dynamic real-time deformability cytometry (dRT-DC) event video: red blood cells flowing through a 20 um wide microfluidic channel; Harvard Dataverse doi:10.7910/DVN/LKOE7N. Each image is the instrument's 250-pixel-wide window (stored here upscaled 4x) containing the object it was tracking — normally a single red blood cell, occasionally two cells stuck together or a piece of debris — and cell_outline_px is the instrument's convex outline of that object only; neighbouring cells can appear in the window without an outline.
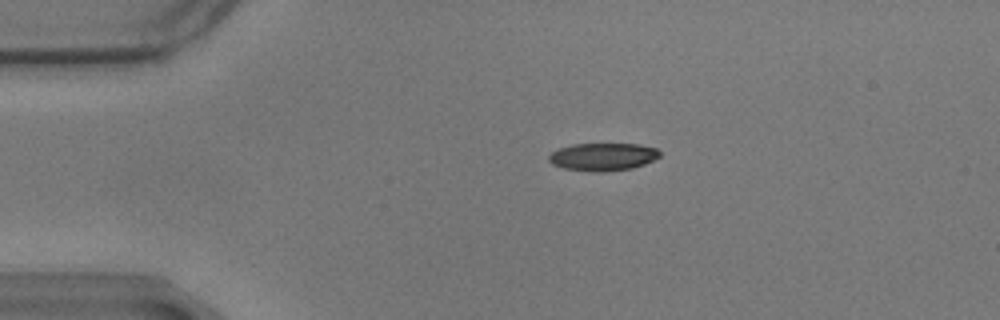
{"species": "common noctule bat (a hibernating species)", "species_latin": "Nyctalus noctula", "temperature_condition": "warm", "stored_images_in_passage": 47, "camera_frame_rate_fps": 3000, "um_per_image_px": 0.085, "animal": {"sex": "male", "body_mass_g": 17.9}, "frame": {"image": 1, "passage_image": 1, "time_ms": 0.0, "image_size_px": [1000, 320], "cell_outline_px": [[660, 156], [644, 164], [632, 168], [604, 172], [596, 172], [564, 168], [552, 164], [548, 160], [548, 156], [552, 152], [560, 148], [572, 144], [640, 144], [656, 148], [660, 152]], "centroid_in_image_um": [51.24, 13.32], "position_along_channel_um": 33.8, "area_um2": 17.86}}
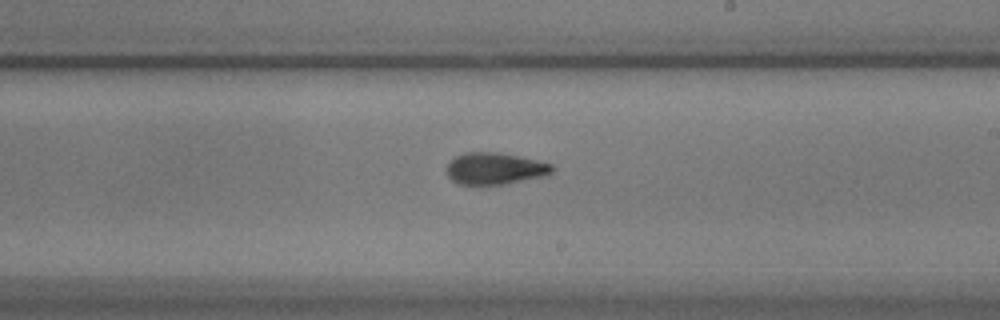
{"frame": {"image": 2, "passage_image": 23, "time_ms": 7.333, "image_size_px": [1000, 320], "cell_outline_px": [[556, 168], [548, 176], [508, 184], [456, 184], [448, 176], [444, 168], [456, 156], [464, 152], [500, 152], [536, 160], [552, 164]], "centroid_in_image_um": [42.09, 14.33], "position_along_channel_um": 246.9, "area_um2": 19.88}}
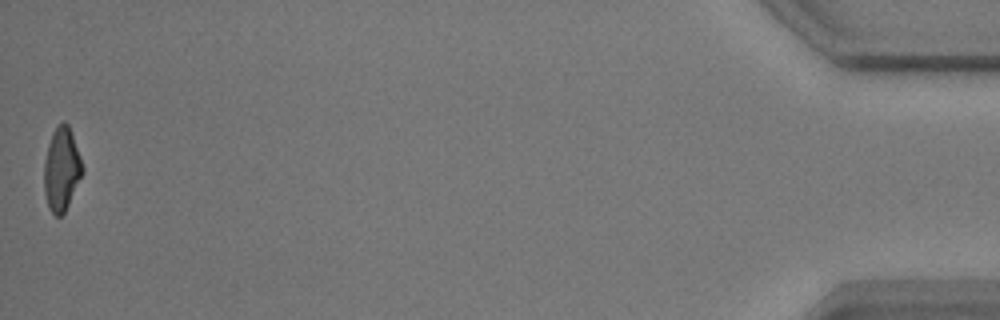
{"frame": {"image": 3, "passage_image": 47, "time_ms": 15.333, "image_size_px": [1000, 320], "cell_outline_px": [[84, 172], [64, 212], [60, 216], [56, 216], [48, 208], [44, 192], [44, 160], [48, 144], [52, 132], [64, 120], [68, 124], [80, 156], [84, 168]], "centroid_in_image_um": [5.23, 14.39], "position_along_channel_um": 430.0, "area_um2": 18.55}, "authors_computed_cell_mechanics": {"area_um2": 19.5364, "velocity_mm_per_s": 3.4691, "shape_relaxation_time_tau1_ms": 5.3864, "shape_relaxation_time_tau2_ms": 2.2192, "deformation_change_tau1": 0.2023, "deformation_change_tau2": 0.0969}}